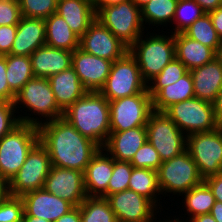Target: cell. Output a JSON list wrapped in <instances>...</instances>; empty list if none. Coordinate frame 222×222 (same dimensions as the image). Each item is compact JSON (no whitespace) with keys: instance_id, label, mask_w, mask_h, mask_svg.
<instances>
[{"instance_id":"6da1fadb","label":"cell","mask_w":222,"mask_h":222,"mask_svg":"<svg viewBox=\"0 0 222 222\" xmlns=\"http://www.w3.org/2000/svg\"><path fill=\"white\" fill-rule=\"evenodd\" d=\"M38 130L39 142L47 149L51 166L84 172L100 149L64 118L42 122Z\"/></svg>"},{"instance_id":"7a4b0ae2","label":"cell","mask_w":222,"mask_h":222,"mask_svg":"<svg viewBox=\"0 0 222 222\" xmlns=\"http://www.w3.org/2000/svg\"><path fill=\"white\" fill-rule=\"evenodd\" d=\"M109 101L96 91H87L63 112V117L100 148L110 134Z\"/></svg>"},{"instance_id":"3957f363","label":"cell","mask_w":222,"mask_h":222,"mask_svg":"<svg viewBox=\"0 0 222 222\" xmlns=\"http://www.w3.org/2000/svg\"><path fill=\"white\" fill-rule=\"evenodd\" d=\"M171 36V37H170ZM140 36L129 48L136 58L142 78L148 84L175 57V34Z\"/></svg>"},{"instance_id":"277c9868","label":"cell","mask_w":222,"mask_h":222,"mask_svg":"<svg viewBox=\"0 0 222 222\" xmlns=\"http://www.w3.org/2000/svg\"><path fill=\"white\" fill-rule=\"evenodd\" d=\"M39 142L37 126L20 123L0 139V174L9 182Z\"/></svg>"},{"instance_id":"5b68a950","label":"cell","mask_w":222,"mask_h":222,"mask_svg":"<svg viewBox=\"0 0 222 222\" xmlns=\"http://www.w3.org/2000/svg\"><path fill=\"white\" fill-rule=\"evenodd\" d=\"M96 19L128 48L145 33L141 9L132 0L100 8Z\"/></svg>"},{"instance_id":"8992f818","label":"cell","mask_w":222,"mask_h":222,"mask_svg":"<svg viewBox=\"0 0 222 222\" xmlns=\"http://www.w3.org/2000/svg\"><path fill=\"white\" fill-rule=\"evenodd\" d=\"M99 92L108 101L148 93L137 60L129 51L113 62L108 78Z\"/></svg>"},{"instance_id":"52a82bcc","label":"cell","mask_w":222,"mask_h":222,"mask_svg":"<svg viewBox=\"0 0 222 222\" xmlns=\"http://www.w3.org/2000/svg\"><path fill=\"white\" fill-rule=\"evenodd\" d=\"M186 135L218 128L212 103L196 97L170 105L163 111Z\"/></svg>"},{"instance_id":"ba28073f","label":"cell","mask_w":222,"mask_h":222,"mask_svg":"<svg viewBox=\"0 0 222 222\" xmlns=\"http://www.w3.org/2000/svg\"><path fill=\"white\" fill-rule=\"evenodd\" d=\"M161 194L174 193L183 196L190 189L200 185L204 179L200 176L196 163L187 150L162 162L157 170ZM165 191V192H164Z\"/></svg>"},{"instance_id":"9c48e42d","label":"cell","mask_w":222,"mask_h":222,"mask_svg":"<svg viewBox=\"0 0 222 222\" xmlns=\"http://www.w3.org/2000/svg\"><path fill=\"white\" fill-rule=\"evenodd\" d=\"M186 150L205 179L222 171V126L187 136Z\"/></svg>"},{"instance_id":"30bf717a","label":"cell","mask_w":222,"mask_h":222,"mask_svg":"<svg viewBox=\"0 0 222 222\" xmlns=\"http://www.w3.org/2000/svg\"><path fill=\"white\" fill-rule=\"evenodd\" d=\"M147 140L157 150L162 162L186 150L187 136L164 113L153 111L146 124Z\"/></svg>"},{"instance_id":"8fae6325","label":"cell","mask_w":222,"mask_h":222,"mask_svg":"<svg viewBox=\"0 0 222 222\" xmlns=\"http://www.w3.org/2000/svg\"><path fill=\"white\" fill-rule=\"evenodd\" d=\"M152 112V97L149 93L109 101L110 132H122L146 126Z\"/></svg>"},{"instance_id":"7c38bea8","label":"cell","mask_w":222,"mask_h":222,"mask_svg":"<svg viewBox=\"0 0 222 222\" xmlns=\"http://www.w3.org/2000/svg\"><path fill=\"white\" fill-rule=\"evenodd\" d=\"M50 169L51 160L48 151L38 142L28 153L22 167L9 181L10 195L21 197L27 192L43 189Z\"/></svg>"},{"instance_id":"4fadbf2b","label":"cell","mask_w":222,"mask_h":222,"mask_svg":"<svg viewBox=\"0 0 222 222\" xmlns=\"http://www.w3.org/2000/svg\"><path fill=\"white\" fill-rule=\"evenodd\" d=\"M20 103V104H19ZM22 104L32 115H41L46 121H54L63 117V111L58 107L48 78L33 77L16 94L14 105ZM36 113V114H35Z\"/></svg>"},{"instance_id":"5bb4252c","label":"cell","mask_w":222,"mask_h":222,"mask_svg":"<svg viewBox=\"0 0 222 222\" xmlns=\"http://www.w3.org/2000/svg\"><path fill=\"white\" fill-rule=\"evenodd\" d=\"M118 222L154 221L157 206L143 195L127 189L106 197Z\"/></svg>"},{"instance_id":"9a60e30c","label":"cell","mask_w":222,"mask_h":222,"mask_svg":"<svg viewBox=\"0 0 222 222\" xmlns=\"http://www.w3.org/2000/svg\"><path fill=\"white\" fill-rule=\"evenodd\" d=\"M43 188L74 207L80 206L87 197L84 174L78 170L51 166Z\"/></svg>"},{"instance_id":"2e32d148","label":"cell","mask_w":222,"mask_h":222,"mask_svg":"<svg viewBox=\"0 0 222 222\" xmlns=\"http://www.w3.org/2000/svg\"><path fill=\"white\" fill-rule=\"evenodd\" d=\"M80 48L92 55L110 60L120 59L129 48L97 19L80 37Z\"/></svg>"},{"instance_id":"e0dca14e","label":"cell","mask_w":222,"mask_h":222,"mask_svg":"<svg viewBox=\"0 0 222 222\" xmlns=\"http://www.w3.org/2000/svg\"><path fill=\"white\" fill-rule=\"evenodd\" d=\"M113 62L83 51H73L72 67L87 91L99 92L111 71Z\"/></svg>"},{"instance_id":"ac0fdd59","label":"cell","mask_w":222,"mask_h":222,"mask_svg":"<svg viewBox=\"0 0 222 222\" xmlns=\"http://www.w3.org/2000/svg\"><path fill=\"white\" fill-rule=\"evenodd\" d=\"M21 198L24 203L23 216L40 217L50 222H55L74 208L71 203L44 188L27 192Z\"/></svg>"},{"instance_id":"d6986e66","label":"cell","mask_w":222,"mask_h":222,"mask_svg":"<svg viewBox=\"0 0 222 222\" xmlns=\"http://www.w3.org/2000/svg\"><path fill=\"white\" fill-rule=\"evenodd\" d=\"M103 151V148L98 150L83 172L88 197L108 196V183L112 177L114 159Z\"/></svg>"},{"instance_id":"ffe728a7","label":"cell","mask_w":222,"mask_h":222,"mask_svg":"<svg viewBox=\"0 0 222 222\" xmlns=\"http://www.w3.org/2000/svg\"><path fill=\"white\" fill-rule=\"evenodd\" d=\"M44 45H46L45 20L21 17L10 54L30 57L37 48Z\"/></svg>"},{"instance_id":"44dd1931","label":"cell","mask_w":222,"mask_h":222,"mask_svg":"<svg viewBox=\"0 0 222 222\" xmlns=\"http://www.w3.org/2000/svg\"><path fill=\"white\" fill-rule=\"evenodd\" d=\"M146 141V126L135 127L122 132H110L103 150L115 160L130 162Z\"/></svg>"},{"instance_id":"7402d4cb","label":"cell","mask_w":222,"mask_h":222,"mask_svg":"<svg viewBox=\"0 0 222 222\" xmlns=\"http://www.w3.org/2000/svg\"><path fill=\"white\" fill-rule=\"evenodd\" d=\"M73 52L47 45L37 48L31 55L34 77L49 78L72 66Z\"/></svg>"},{"instance_id":"603a6c76","label":"cell","mask_w":222,"mask_h":222,"mask_svg":"<svg viewBox=\"0 0 222 222\" xmlns=\"http://www.w3.org/2000/svg\"><path fill=\"white\" fill-rule=\"evenodd\" d=\"M189 72L193 79L195 97L213 104L222 89V64L215 58Z\"/></svg>"},{"instance_id":"cb8c5ba5","label":"cell","mask_w":222,"mask_h":222,"mask_svg":"<svg viewBox=\"0 0 222 222\" xmlns=\"http://www.w3.org/2000/svg\"><path fill=\"white\" fill-rule=\"evenodd\" d=\"M56 13L81 37L96 20L93 0H58Z\"/></svg>"},{"instance_id":"d4e9b609","label":"cell","mask_w":222,"mask_h":222,"mask_svg":"<svg viewBox=\"0 0 222 222\" xmlns=\"http://www.w3.org/2000/svg\"><path fill=\"white\" fill-rule=\"evenodd\" d=\"M48 80L55 101L63 112L87 92L72 66L50 76Z\"/></svg>"},{"instance_id":"484cf974","label":"cell","mask_w":222,"mask_h":222,"mask_svg":"<svg viewBox=\"0 0 222 222\" xmlns=\"http://www.w3.org/2000/svg\"><path fill=\"white\" fill-rule=\"evenodd\" d=\"M216 51L195 41L184 33L175 34V55L188 71L201 67L215 59Z\"/></svg>"},{"instance_id":"4316f807","label":"cell","mask_w":222,"mask_h":222,"mask_svg":"<svg viewBox=\"0 0 222 222\" xmlns=\"http://www.w3.org/2000/svg\"><path fill=\"white\" fill-rule=\"evenodd\" d=\"M46 45L73 52L80 47V37L56 12L45 19Z\"/></svg>"},{"instance_id":"83f0119b","label":"cell","mask_w":222,"mask_h":222,"mask_svg":"<svg viewBox=\"0 0 222 222\" xmlns=\"http://www.w3.org/2000/svg\"><path fill=\"white\" fill-rule=\"evenodd\" d=\"M195 97L193 79L188 71L179 80L159 90L152 97L153 111L163 112L170 105Z\"/></svg>"},{"instance_id":"f1b7e54d","label":"cell","mask_w":222,"mask_h":222,"mask_svg":"<svg viewBox=\"0 0 222 222\" xmlns=\"http://www.w3.org/2000/svg\"><path fill=\"white\" fill-rule=\"evenodd\" d=\"M6 77L9 88L17 94L34 77L30 57L7 54Z\"/></svg>"},{"instance_id":"f546056e","label":"cell","mask_w":222,"mask_h":222,"mask_svg":"<svg viewBox=\"0 0 222 222\" xmlns=\"http://www.w3.org/2000/svg\"><path fill=\"white\" fill-rule=\"evenodd\" d=\"M128 189L148 198L157 207L160 205V199H158L157 196L161 194V189L159 187L157 171L149 168L133 167Z\"/></svg>"},{"instance_id":"4dcf8cb0","label":"cell","mask_w":222,"mask_h":222,"mask_svg":"<svg viewBox=\"0 0 222 222\" xmlns=\"http://www.w3.org/2000/svg\"><path fill=\"white\" fill-rule=\"evenodd\" d=\"M179 0H150L141 8L143 24L146 22L152 26L172 23ZM154 24V25H153Z\"/></svg>"},{"instance_id":"1f68e13d","label":"cell","mask_w":222,"mask_h":222,"mask_svg":"<svg viewBox=\"0 0 222 222\" xmlns=\"http://www.w3.org/2000/svg\"><path fill=\"white\" fill-rule=\"evenodd\" d=\"M184 203L187 214L192 217L209 214L215 204V197L209 186L203 181L200 185L193 187L184 193Z\"/></svg>"},{"instance_id":"d6a6232c","label":"cell","mask_w":222,"mask_h":222,"mask_svg":"<svg viewBox=\"0 0 222 222\" xmlns=\"http://www.w3.org/2000/svg\"><path fill=\"white\" fill-rule=\"evenodd\" d=\"M81 222H118L108 200L104 197H86L80 204Z\"/></svg>"},{"instance_id":"836d02e7","label":"cell","mask_w":222,"mask_h":222,"mask_svg":"<svg viewBox=\"0 0 222 222\" xmlns=\"http://www.w3.org/2000/svg\"><path fill=\"white\" fill-rule=\"evenodd\" d=\"M183 33L215 51L221 42L208 13L196 19Z\"/></svg>"},{"instance_id":"e575fe53","label":"cell","mask_w":222,"mask_h":222,"mask_svg":"<svg viewBox=\"0 0 222 222\" xmlns=\"http://www.w3.org/2000/svg\"><path fill=\"white\" fill-rule=\"evenodd\" d=\"M187 72L186 66L175 57L147 84L149 95L153 97L163 87L175 83Z\"/></svg>"},{"instance_id":"d590c367","label":"cell","mask_w":222,"mask_h":222,"mask_svg":"<svg viewBox=\"0 0 222 222\" xmlns=\"http://www.w3.org/2000/svg\"><path fill=\"white\" fill-rule=\"evenodd\" d=\"M205 12L194 0H179L175 11L173 34L183 33L196 19ZM175 21V22H174Z\"/></svg>"},{"instance_id":"8d00e7d4","label":"cell","mask_w":222,"mask_h":222,"mask_svg":"<svg viewBox=\"0 0 222 222\" xmlns=\"http://www.w3.org/2000/svg\"><path fill=\"white\" fill-rule=\"evenodd\" d=\"M16 109L14 102H0V139L20 123H28L37 127L42 124L38 117H30L29 113H27L28 116L20 115L16 118L14 114Z\"/></svg>"},{"instance_id":"74e56055","label":"cell","mask_w":222,"mask_h":222,"mask_svg":"<svg viewBox=\"0 0 222 222\" xmlns=\"http://www.w3.org/2000/svg\"><path fill=\"white\" fill-rule=\"evenodd\" d=\"M58 0H19L22 17L46 19L57 10Z\"/></svg>"},{"instance_id":"f35d334b","label":"cell","mask_w":222,"mask_h":222,"mask_svg":"<svg viewBox=\"0 0 222 222\" xmlns=\"http://www.w3.org/2000/svg\"><path fill=\"white\" fill-rule=\"evenodd\" d=\"M133 166L128 161L114 159L113 173L108 183V195L128 189Z\"/></svg>"},{"instance_id":"ab89813d","label":"cell","mask_w":222,"mask_h":222,"mask_svg":"<svg viewBox=\"0 0 222 222\" xmlns=\"http://www.w3.org/2000/svg\"><path fill=\"white\" fill-rule=\"evenodd\" d=\"M130 164L134 168H149L157 171L162 161L157 150L147 140L135 153Z\"/></svg>"},{"instance_id":"60d3db41","label":"cell","mask_w":222,"mask_h":222,"mask_svg":"<svg viewBox=\"0 0 222 222\" xmlns=\"http://www.w3.org/2000/svg\"><path fill=\"white\" fill-rule=\"evenodd\" d=\"M24 203L21 197L9 195L0 202V222H20L23 218Z\"/></svg>"},{"instance_id":"b9f144b4","label":"cell","mask_w":222,"mask_h":222,"mask_svg":"<svg viewBox=\"0 0 222 222\" xmlns=\"http://www.w3.org/2000/svg\"><path fill=\"white\" fill-rule=\"evenodd\" d=\"M21 17L19 0H0V26L17 25Z\"/></svg>"},{"instance_id":"7bdbcfd3","label":"cell","mask_w":222,"mask_h":222,"mask_svg":"<svg viewBox=\"0 0 222 222\" xmlns=\"http://www.w3.org/2000/svg\"><path fill=\"white\" fill-rule=\"evenodd\" d=\"M6 79V55H0V102H14L16 94L9 88Z\"/></svg>"},{"instance_id":"ee69618b","label":"cell","mask_w":222,"mask_h":222,"mask_svg":"<svg viewBox=\"0 0 222 222\" xmlns=\"http://www.w3.org/2000/svg\"><path fill=\"white\" fill-rule=\"evenodd\" d=\"M16 31L17 25L0 26V55H7L11 53Z\"/></svg>"},{"instance_id":"f6af8a7d","label":"cell","mask_w":222,"mask_h":222,"mask_svg":"<svg viewBox=\"0 0 222 222\" xmlns=\"http://www.w3.org/2000/svg\"><path fill=\"white\" fill-rule=\"evenodd\" d=\"M204 182L211 189L215 201L222 202V171L218 174L209 176L204 179Z\"/></svg>"},{"instance_id":"bcb514c9","label":"cell","mask_w":222,"mask_h":222,"mask_svg":"<svg viewBox=\"0 0 222 222\" xmlns=\"http://www.w3.org/2000/svg\"><path fill=\"white\" fill-rule=\"evenodd\" d=\"M211 17L213 26L222 39V6L218 7L214 11H211L208 13Z\"/></svg>"},{"instance_id":"7dc6e473","label":"cell","mask_w":222,"mask_h":222,"mask_svg":"<svg viewBox=\"0 0 222 222\" xmlns=\"http://www.w3.org/2000/svg\"><path fill=\"white\" fill-rule=\"evenodd\" d=\"M55 222H81L80 206L74 207Z\"/></svg>"},{"instance_id":"c3c4849f","label":"cell","mask_w":222,"mask_h":222,"mask_svg":"<svg viewBox=\"0 0 222 222\" xmlns=\"http://www.w3.org/2000/svg\"><path fill=\"white\" fill-rule=\"evenodd\" d=\"M203 9L205 13L214 11L218 7L222 6V0H194Z\"/></svg>"},{"instance_id":"681fc988","label":"cell","mask_w":222,"mask_h":222,"mask_svg":"<svg viewBox=\"0 0 222 222\" xmlns=\"http://www.w3.org/2000/svg\"><path fill=\"white\" fill-rule=\"evenodd\" d=\"M215 117L220 126H222V89L217 94L216 100L213 103Z\"/></svg>"},{"instance_id":"f907efd6","label":"cell","mask_w":222,"mask_h":222,"mask_svg":"<svg viewBox=\"0 0 222 222\" xmlns=\"http://www.w3.org/2000/svg\"><path fill=\"white\" fill-rule=\"evenodd\" d=\"M9 195V182L0 174V202L5 200Z\"/></svg>"},{"instance_id":"816d5d0a","label":"cell","mask_w":222,"mask_h":222,"mask_svg":"<svg viewBox=\"0 0 222 222\" xmlns=\"http://www.w3.org/2000/svg\"><path fill=\"white\" fill-rule=\"evenodd\" d=\"M125 1H128V0H93V5L95 8V11L97 12L102 7H106L109 5H116Z\"/></svg>"},{"instance_id":"f5cc1de1","label":"cell","mask_w":222,"mask_h":222,"mask_svg":"<svg viewBox=\"0 0 222 222\" xmlns=\"http://www.w3.org/2000/svg\"><path fill=\"white\" fill-rule=\"evenodd\" d=\"M210 214L216 220V222H222V202L215 201V204L211 208Z\"/></svg>"},{"instance_id":"db71d44e","label":"cell","mask_w":222,"mask_h":222,"mask_svg":"<svg viewBox=\"0 0 222 222\" xmlns=\"http://www.w3.org/2000/svg\"><path fill=\"white\" fill-rule=\"evenodd\" d=\"M191 222H216V220L209 214H201L194 217H189Z\"/></svg>"},{"instance_id":"11a10c76","label":"cell","mask_w":222,"mask_h":222,"mask_svg":"<svg viewBox=\"0 0 222 222\" xmlns=\"http://www.w3.org/2000/svg\"><path fill=\"white\" fill-rule=\"evenodd\" d=\"M22 220L23 222H50L45 220L44 218H36L33 216H23Z\"/></svg>"},{"instance_id":"9f6ffc18","label":"cell","mask_w":222,"mask_h":222,"mask_svg":"<svg viewBox=\"0 0 222 222\" xmlns=\"http://www.w3.org/2000/svg\"><path fill=\"white\" fill-rule=\"evenodd\" d=\"M215 58L222 64V39L218 48L216 49Z\"/></svg>"},{"instance_id":"6f0895ef","label":"cell","mask_w":222,"mask_h":222,"mask_svg":"<svg viewBox=\"0 0 222 222\" xmlns=\"http://www.w3.org/2000/svg\"><path fill=\"white\" fill-rule=\"evenodd\" d=\"M140 9L146 5L150 0H132Z\"/></svg>"},{"instance_id":"680465c9","label":"cell","mask_w":222,"mask_h":222,"mask_svg":"<svg viewBox=\"0 0 222 222\" xmlns=\"http://www.w3.org/2000/svg\"><path fill=\"white\" fill-rule=\"evenodd\" d=\"M159 222H162L161 220L159 221ZM163 222H182V220H179V217L178 218H175L174 220L172 219V220H165V221H163ZM184 222V221H183ZM185 222H191L190 220H188V218H187V221H185Z\"/></svg>"}]
</instances>
